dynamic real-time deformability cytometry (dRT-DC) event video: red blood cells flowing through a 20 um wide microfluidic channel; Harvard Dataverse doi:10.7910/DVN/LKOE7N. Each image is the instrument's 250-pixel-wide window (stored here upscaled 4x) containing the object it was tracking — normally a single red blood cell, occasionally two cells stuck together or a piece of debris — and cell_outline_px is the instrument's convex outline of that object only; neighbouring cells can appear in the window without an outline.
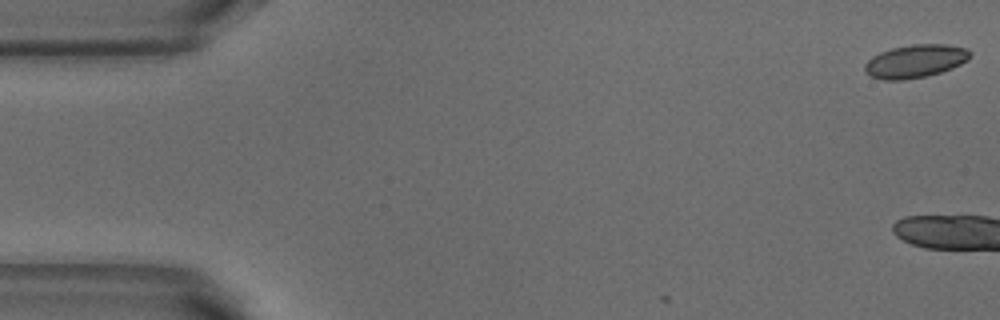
{"species": "common noctule bat (a hibernating species)", "species_latin": "Nyctalus noctula", "temperature_condition": "warm", "stored_images_in_passage": 6, "camera_frame_rate_fps": 3000, "um_per_image_px": 0.085, "animal": {"sex": "male", "body_mass_g": 18.8}, "frame": {"image": 1, "passage_image": 1, "time_ms": 0.0, "image_size_px": [1000, 320], "cell_outline_px": [[972, 56], [968, 60], [952, 68], [940, 72], [924, 76], [900, 80], [884, 80], [872, 76], [864, 72], [864, 64], [872, 56], [880, 52], [892, 48], [912, 44], [948, 44], [968, 48], [972, 52]], "centroid_in_image_um": [77.82, 5.18], "position_along_channel_um": 7.2, "area_um2": 20.4}}